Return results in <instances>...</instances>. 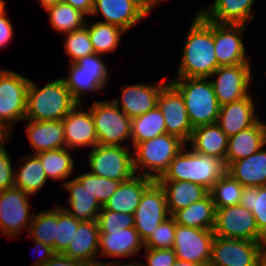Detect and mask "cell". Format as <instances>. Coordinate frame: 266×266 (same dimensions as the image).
Returning <instances> with one entry per match:
<instances>
[{"label": "cell", "mask_w": 266, "mask_h": 266, "mask_svg": "<svg viewBox=\"0 0 266 266\" xmlns=\"http://www.w3.org/2000/svg\"><path fill=\"white\" fill-rule=\"evenodd\" d=\"M75 178L83 185V187L87 188L93 195H95L102 207L121 184V181L96 176L90 172L83 173Z\"/></svg>", "instance_id": "obj_42"}, {"label": "cell", "mask_w": 266, "mask_h": 266, "mask_svg": "<svg viewBox=\"0 0 266 266\" xmlns=\"http://www.w3.org/2000/svg\"><path fill=\"white\" fill-rule=\"evenodd\" d=\"M74 64L82 71L89 73H108L106 64L103 62L101 54L93 53L80 58Z\"/></svg>", "instance_id": "obj_48"}, {"label": "cell", "mask_w": 266, "mask_h": 266, "mask_svg": "<svg viewBox=\"0 0 266 266\" xmlns=\"http://www.w3.org/2000/svg\"><path fill=\"white\" fill-rule=\"evenodd\" d=\"M243 188L236 179L226 172L217 180L209 193L216 208H225L240 203Z\"/></svg>", "instance_id": "obj_38"}, {"label": "cell", "mask_w": 266, "mask_h": 266, "mask_svg": "<svg viewBox=\"0 0 266 266\" xmlns=\"http://www.w3.org/2000/svg\"><path fill=\"white\" fill-rule=\"evenodd\" d=\"M11 157L6 149L0 152V192L14 187V175Z\"/></svg>", "instance_id": "obj_47"}, {"label": "cell", "mask_w": 266, "mask_h": 266, "mask_svg": "<svg viewBox=\"0 0 266 266\" xmlns=\"http://www.w3.org/2000/svg\"><path fill=\"white\" fill-rule=\"evenodd\" d=\"M119 262H113V260L110 262V261H99V263L96 265V266H144V264H140V263H130V264H120L118 265Z\"/></svg>", "instance_id": "obj_55"}, {"label": "cell", "mask_w": 266, "mask_h": 266, "mask_svg": "<svg viewBox=\"0 0 266 266\" xmlns=\"http://www.w3.org/2000/svg\"><path fill=\"white\" fill-rule=\"evenodd\" d=\"M263 148L244 159L232 162L227 167V173L243 187L266 186V149Z\"/></svg>", "instance_id": "obj_28"}, {"label": "cell", "mask_w": 266, "mask_h": 266, "mask_svg": "<svg viewBox=\"0 0 266 266\" xmlns=\"http://www.w3.org/2000/svg\"><path fill=\"white\" fill-rule=\"evenodd\" d=\"M29 83L20 73L0 69V122L11 131L25 119Z\"/></svg>", "instance_id": "obj_7"}, {"label": "cell", "mask_w": 266, "mask_h": 266, "mask_svg": "<svg viewBox=\"0 0 266 266\" xmlns=\"http://www.w3.org/2000/svg\"><path fill=\"white\" fill-rule=\"evenodd\" d=\"M213 233L217 237L255 242H261L264 238L258 230L253 213L240 204L216 208Z\"/></svg>", "instance_id": "obj_9"}, {"label": "cell", "mask_w": 266, "mask_h": 266, "mask_svg": "<svg viewBox=\"0 0 266 266\" xmlns=\"http://www.w3.org/2000/svg\"><path fill=\"white\" fill-rule=\"evenodd\" d=\"M90 173L116 181H127L135 175L133 154L127 146L96 145L88 156Z\"/></svg>", "instance_id": "obj_8"}, {"label": "cell", "mask_w": 266, "mask_h": 266, "mask_svg": "<svg viewBox=\"0 0 266 266\" xmlns=\"http://www.w3.org/2000/svg\"><path fill=\"white\" fill-rule=\"evenodd\" d=\"M97 223L100 233H110L129 227H134V214L101 210L98 214Z\"/></svg>", "instance_id": "obj_45"}, {"label": "cell", "mask_w": 266, "mask_h": 266, "mask_svg": "<svg viewBox=\"0 0 266 266\" xmlns=\"http://www.w3.org/2000/svg\"><path fill=\"white\" fill-rule=\"evenodd\" d=\"M7 11L0 15V48L5 47L13 38V26L10 20L6 17Z\"/></svg>", "instance_id": "obj_50"}, {"label": "cell", "mask_w": 266, "mask_h": 266, "mask_svg": "<svg viewBox=\"0 0 266 266\" xmlns=\"http://www.w3.org/2000/svg\"><path fill=\"white\" fill-rule=\"evenodd\" d=\"M261 242L214 236L209 266H255Z\"/></svg>", "instance_id": "obj_11"}, {"label": "cell", "mask_w": 266, "mask_h": 266, "mask_svg": "<svg viewBox=\"0 0 266 266\" xmlns=\"http://www.w3.org/2000/svg\"><path fill=\"white\" fill-rule=\"evenodd\" d=\"M69 69V76L62 79L78 104L82 103L84 92L101 91L109 78V73L82 72L74 63H70Z\"/></svg>", "instance_id": "obj_33"}, {"label": "cell", "mask_w": 266, "mask_h": 266, "mask_svg": "<svg viewBox=\"0 0 266 266\" xmlns=\"http://www.w3.org/2000/svg\"><path fill=\"white\" fill-rule=\"evenodd\" d=\"M154 181L150 177L135 174L131 179L121 182L102 210L134 214L140 204L142 194Z\"/></svg>", "instance_id": "obj_21"}, {"label": "cell", "mask_w": 266, "mask_h": 266, "mask_svg": "<svg viewBox=\"0 0 266 266\" xmlns=\"http://www.w3.org/2000/svg\"><path fill=\"white\" fill-rule=\"evenodd\" d=\"M167 84L166 79L157 84H133L123 86L121 89V102L114 99L113 103L120 104V109L130 118H135L147 113L158 105L161 89Z\"/></svg>", "instance_id": "obj_17"}, {"label": "cell", "mask_w": 266, "mask_h": 266, "mask_svg": "<svg viewBox=\"0 0 266 266\" xmlns=\"http://www.w3.org/2000/svg\"><path fill=\"white\" fill-rule=\"evenodd\" d=\"M266 146V123L260 119L249 128L228 138L225 165L244 159Z\"/></svg>", "instance_id": "obj_23"}, {"label": "cell", "mask_w": 266, "mask_h": 266, "mask_svg": "<svg viewBox=\"0 0 266 266\" xmlns=\"http://www.w3.org/2000/svg\"><path fill=\"white\" fill-rule=\"evenodd\" d=\"M77 104L62 78L49 82L43 88H38L30 80L24 120L59 121Z\"/></svg>", "instance_id": "obj_2"}, {"label": "cell", "mask_w": 266, "mask_h": 266, "mask_svg": "<svg viewBox=\"0 0 266 266\" xmlns=\"http://www.w3.org/2000/svg\"><path fill=\"white\" fill-rule=\"evenodd\" d=\"M81 222L82 221L71 216L62 207L56 205V238L54 240L55 253H63L67 249Z\"/></svg>", "instance_id": "obj_41"}, {"label": "cell", "mask_w": 266, "mask_h": 266, "mask_svg": "<svg viewBox=\"0 0 266 266\" xmlns=\"http://www.w3.org/2000/svg\"><path fill=\"white\" fill-rule=\"evenodd\" d=\"M5 2L4 0H0V15H2L6 9H5Z\"/></svg>", "instance_id": "obj_59"}, {"label": "cell", "mask_w": 266, "mask_h": 266, "mask_svg": "<svg viewBox=\"0 0 266 266\" xmlns=\"http://www.w3.org/2000/svg\"><path fill=\"white\" fill-rule=\"evenodd\" d=\"M143 246L144 241L134 227L99 233V256L131 257L138 254Z\"/></svg>", "instance_id": "obj_25"}, {"label": "cell", "mask_w": 266, "mask_h": 266, "mask_svg": "<svg viewBox=\"0 0 266 266\" xmlns=\"http://www.w3.org/2000/svg\"><path fill=\"white\" fill-rule=\"evenodd\" d=\"M210 80L220 106L236 102L249 95L251 78L250 64H237L218 67Z\"/></svg>", "instance_id": "obj_14"}, {"label": "cell", "mask_w": 266, "mask_h": 266, "mask_svg": "<svg viewBox=\"0 0 266 266\" xmlns=\"http://www.w3.org/2000/svg\"><path fill=\"white\" fill-rule=\"evenodd\" d=\"M218 67L214 52V22L197 13L183 46L177 77L211 78Z\"/></svg>", "instance_id": "obj_1"}, {"label": "cell", "mask_w": 266, "mask_h": 266, "mask_svg": "<svg viewBox=\"0 0 266 266\" xmlns=\"http://www.w3.org/2000/svg\"><path fill=\"white\" fill-rule=\"evenodd\" d=\"M29 196L15 187L0 192V231L10 239L21 234V228L29 229L34 216L29 215Z\"/></svg>", "instance_id": "obj_12"}, {"label": "cell", "mask_w": 266, "mask_h": 266, "mask_svg": "<svg viewBox=\"0 0 266 266\" xmlns=\"http://www.w3.org/2000/svg\"><path fill=\"white\" fill-rule=\"evenodd\" d=\"M174 266H199L197 264L190 263L185 260H177L174 264Z\"/></svg>", "instance_id": "obj_58"}, {"label": "cell", "mask_w": 266, "mask_h": 266, "mask_svg": "<svg viewBox=\"0 0 266 266\" xmlns=\"http://www.w3.org/2000/svg\"><path fill=\"white\" fill-rule=\"evenodd\" d=\"M82 104H77L63 119L66 148L75 150L79 147L98 145L95 125L89 109L84 111Z\"/></svg>", "instance_id": "obj_18"}, {"label": "cell", "mask_w": 266, "mask_h": 266, "mask_svg": "<svg viewBox=\"0 0 266 266\" xmlns=\"http://www.w3.org/2000/svg\"><path fill=\"white\" fill-rule=\"evenodd\" d=\"M255 266H266V261L263 260L262 258H260V259L256 262Z\"/></svg>", "instance_id": "obj_60"}, {"label": "cell", "mask_w": 266, "mask_h": 266, "mask_svg": "<svg viewBox=\"0 0 266 266\" xmlns=\"http://www.w3.org/2000/svg\"><path fill=\"white\" fill-rule=\"evenodd\" d=\"M33 241L35 243L34 247L39 250L41 255L38 257L39 259H37L31 266H43L55 254V252L51 246L36 240Z\"/></svg>", "instance_id": "obj_51"}, {"label": "cell", "mask_w": 266, "mask_h": 266, "mask_svg": "<svg viewBox=\"0 0 266 266\" xmlns=\"http://www.w3.org/2000/svg\"><path fill=\"white\" fill-rule=\"evenodd\" d=\"M186 145L179 137L167 133L138 143L132 153L135 174L141 170L142 174L138 175L150 177L156 181Z\"/></svg>", "instance_id": "obj_5"}, {"label": "cell", "mask_w": 266, "mask_h": 266, "mask_svg": "<svg viewBox=\"0 0 266 266\" xmlns=\"http://www.w3.org/2000/svg\"><path fill=\"white\" fill-rule=\"evenodd\" d=\"M261 258L266 261V236L261 241Z\"/></svg>", "instance_id": "obj_57"}, {"label": "cell", "mask_w": 266, "mask_h": 266, "mask_svg": "<svg viewBox=\"0 0 266 266\" xmlns=\"http://www.w3.org/2000/svg\"><path fill=\"white\" fill-rule=\"evenodd\" d=\"M142 12L148 16L152 9L164 0H134Z\"/></svg>", "instance_id": "obj_53"}, {"label": "cell", "mask_w": 266, "mask_h": 266, "mask_svg": "<svg viewBox=\"0 0 266 266\" xmlns=\"http://www.w3.org/2000/svg\"><path fill=\"white\" fill-rule=\"evenodd\" d=\"M99 233L97 220L82 221L62 254L70 259L96 266L99 263L94 259L99 252Z\"/></svg>", "instance_id": "obj_22"}, {"label": "cell", "mask_w": 266, "mask_h": 266, "mask_svg": "<svg viewBox=\"0 0 266 266\" xmlns=\"http://www.w3.org/2000/svg\"><path fill=\"white\" fill-rule=\"evenodd\" d=\"M28 235L36 240L51 246L54 250L56 238V206L46 212L34 214L28 229Z\"/></svg>", "instance_id": "obj_40"}, {"label": "cell", "mask_w": 266, "mask_h": 266, "mask_svg": "<svg viewBox=\"0 0 266 266\" xmlns=\"http://www.w3.org/2000/svg\"><path fill=\"white\" fill-rule=\"evenodd\" d=\"M98 14L104 18L100 22L117 25L125 31L147 17L134 0H94L90 15Z\"/></svg>", "instance_id": "obj_20"}, {"label": "cell", "mask_w": 266, "mask_h": 266, "mask_svg": "<svg viewBox=\"0 0 266 266\" xmlns=\"http://www.w3.org/2000/svg\"><path fill=\"white\" fill-rule=\"evenodd\" d=\"M30 121L25 125L29 142L36 154L57 148H66L64 127L62 120L59 121Z\"/></svg>", "instance_id": "obj_26"}, {"label": "cell", "mask_w": 266, "mask_h": 266, "mask_svg": "<svg viewBox=\"0 0 266 266\" xmlns=\"http://www.w3.org/2000/svg\"><path fill=\"white\" fill-rule=\"evenodd\" d=\"M213 230L191 228L176 224L173 249L177 260L207 266L211 260Z\"/></svg>", "instance_id": "obj_10"}, {"label": "cell", "mask_w": 266, "mask_h": 266, "mask_svg": "<svg viewBox=\"0 0 266 266\" xmlns=\"http://www.w3.org/2000/svg\"><path fill=\"white\" fill-rule=\"evenodd\" d=\"M147 264L144 266H174L177 256L174 249L145 248Z\"/></svg>", "instance_id": "obj_46"}, {"label": "cell", "mask_w": 266, "mask_h": 266, "mask_svg": "<svg viewBox=\"0 0 266 266\" xmlns=\"http://www.w3.org/2000/svg\"><path fill=\"white\" fill-rule=\"evenodd\" d=\"M164 189L170 215L200 201L209 194L202 185L190 181L156 180Z\"/></svg>", "instance_id": "obj_29"}, {"label": "cell", "mask_w": 266, "mask_h": 266, "mask_svg": "<svg viewBox=\"0 0 266 266\" xmlns=\"http://www.w3.org/2000/svg\"><path fill=\"white\" fill-rule=\"evenodd\" d=\"M43 266H93L84 261L70 259L62 253H55Z\"/></svg>", "instance_id": "obj_49"}, {"label": "cell", "mask_w": 266, "mask_h": 266, "mask_svg": "<svg viewBox=\"0 0 266 266\" xmlns=\"http://www.w3.org/2000/svg\"><path fill=\"white\" fill-rule=\"evenodd\" d=\"M21 160L22 163L18 165L19 170H15L14 187L28 195L36 194L48 181L44 168L35 154H28Z\"/></svg>", "instance_id": "obj_32"}, {"label": "cell", "mask_w": 266, "mask_h": 266, "mask_svg": "<svg viewBox=\"0 0 266 266\" xmlns=\"http://www.w3.org/2000/svg\"><path fill=\"white\" fill-rule=\"evenodd\" d=\"M158 107L165 120L166 133L179 137L187 144L193 127L182 95L170 82L159 93Z\"/></svg>", "instance_id": "obj_15"}, {"label": "cell", "mask_w": 266, "mask_h": 266, "mask_svg": "<svg viewBox=\"0 0 266 266\" xmlns=\"http://www.w3.org/2000/svg\"><path fill=\"white\" fill-rule=\"evenodd\" d=\"M171 216L174 218L176 224L191 228L213 230L216 207L209 193L205 198L174 212Z\"/></svg>", "instance_id": "obj_31"}, {"label": "cell", "mask_w": 266, "mask_h": 266, "mask_svg": "<svg viewBox=\"0 0 266 266\" xmlns=\"http://www.w3.org/2000/svg\"><path fill=\"white\" fill-rule=\"evenodd\" d=\"M181 150L168 169L157 180L190 181L209 191L226 172L223 159L193 151Z\"/></svg>", "instance_id": "obj_3"}, {"label": "cell", "mask_w": 266, "mask_h": 266, "mask_svg": "<svg viewBox=\"0 0 266 266\" xmlns=\"http://www.w3.org/2000/svg\"><path fill=\"white\" fill-rule=\"evenodd\" d=\"M11 130L0 122V152L5 149V142L12 136Z\"/></svg>", "instance_id": "obj_54"}, {"label": "cell", "mask_w": 266, "mask_h": 266, "mask_svg": "<svg viewBox=\"0 0 266 266\" xmlns=\"http://www.w3.org/2000/svg\"><path fill=\"white\" fill-rule=\"evenodd\" d=\"M240 205L250 210L256 220L259 232L266 236V186L244 187Z\"/></svg>", "instance_id": "obj_39"}, {"label": "cell", "mask_w": 266, "mask_h": 266, "mask_svg": "<svg viewBox=\"0 0 266 266\" xmlns=\"http://www.w3.org/2000/svg\"><path fill=\"white\" fill-rule=\"evenodd\" d=\"M87 26L93 49L95 53L101 55L112 51L115 52L121 41L122 34L126 32L117 25L100 21L92 25L87 23Z\"/></svg>", "instance_id": "obj_36"}, {"label": "cell", "mask_w": 266, "mask_h": 266, "mask_svg": "<svg viewBox=\"0 0 266 266\" xmlns=\"http://www.w3.org/2000/svg\"><path fill=\"white\" fill-rule=\"evenodd\" d=\"M61 1L62 0H39L41 7H43L45 10L56 5L57 3Z\"/></svg>", "instance_id": "obj_56"}, {"label": "cell", "mask_w": 266, "mask_h": 266, "mask_svg": "<svg viewBox=\"0 0 266 266\" xmlns=\"http://www.w3.org/2000/svg\"><path fill=\"white\" fill-rule=\"evenodd\" d=\"M68 148H57L53 150L36 153L47 178L56 180L67 179L75 170L74 159Z\"/></svg>", "instance_id": "obj_35"}, {"label": "cell", "mask_w": 266, "mask_h": 266, "mask_svg": "<svg viewBox=\"0 0 266 266\" xmlns=\"http://www.w3.org/2000/svg\"><path fill=\"white\" fill-rule=\"evenodd\" d=\"M62 2L70 4L73 8L80 10L86 15L92 13L94 4V0H62Z\"/></svg>", "instance_id": "obj_52"}, {"label": "cell", "mask_w": 266, "mask_h": 266, "mask_svg": "<svg viewBox=\"0 0 266 266\" xmlns=\"http://www.w3.org/2000/svg\"><path fill=\"white\" fill-rule=\"evenodd\" d=\"M64 35H66L64 50L70 56V63H74L80 58L95 53L90 40L87 23L83 28L65 33Z\"/></svg>", "instance_id": "obj_43"}, {"label": "cell", "mask_w": 266, "mask_h": 266, "mask_svg": "<svg viewBox=\"0 0 266 266\" xmlns=\"http://www.w3.org/2000/svg\"><path fill=\"white\" fill-rule=\"evenodd\" d=\"M255 0H214V3L198 13L218 24H243L254 18L251 8Z\"/></svg>", "instance_id": "obj_24"}, {"label": "cell", "mask_w": 266, "mask_h": 266, "mask_svg": "<svg viewBox=\"0 0 266 266\" xmlns=\"http://www.w3.org/2000/svg\"><path fill=\"white\" fill-rule=\"evenodd\" d=\"M249 94L236 102L220 106L216 124L228 136H233L242 130L253 126L260 118L255 115V106Z\"/></svg>", "instance_id": "obj_19"}, {"label": "cell", "mask_w": 266, "mask_h": 266, "mask_svg": "<svg viewBox=\"0 0 266 266\" xmlns=\"http://www.w3.org/2000/svg\"><path fill=\"white\" fill-rule=\"evenodd\" d=\"M168 216L170 213L165 191L157 181H154L142 194L140 204L134 212V228L145 241Z\"/></svg>", "instance_id": "obj_13"}, {"label": "cell", "mask_w": 266, "mask_h": 266, "mask_svg": "<svg viewBox=\"0 0 266 266\" xmlns=\"http://www.w3.org/2000/svg\"><path fill=\"white\" fill-rule=\"evenodd\" d=\"M228 138L215 123L194 128L188 143H192L191 149L195 152L214 156L225 161Z\"/></svg>", "instance_id": "obj_30"}, {"label": "cell", "mask_w": 266, "mask_h": 266, "mask_svg": "<svg viewBox=\"0 0 266 266\" xmlns=\"http://www.w3.org/2000/svg\"><path fill=\"white\" fill-rule=\"evenodd\" d=\"M166 134L165 120L158 105L147 113L131 119L133 148L141 142Z\"/></svg>", "instance_id": "obj_34"}, {"label": "cell", "mask_w": 266, "mask_h": 266, "mask_svg": "<svg viewBox=\"0 0 266 266\" xmlns=\"http://www.w3.org/2000/svg\"><path fill=\"white\" fill-rule=\"evenodd\" d=\"M98 144L124 146L131 139V119L111 100L95 101L90 107Z\"/></svg>", "instance_id": "obj_6"}, {"label": "cell", "mask_w": 266, "mask_h": 266, "mask_svg": "<svg viewBox=\"0 0 266 266\" xmlns=\"http://www.w3.org/2000/svg\"><path fill=\"white\" fill-rule=\"evenodd\" d=\"M169 82L182 95L193 129L216 123L220 105L209 78L177 77Z\"/></svg>", "instance_id": "obj_4"}, {"label": "cell", "mask_w": 266, "mask_h": 266, "mask_svg": "<svg viewBox=\"0 0 266 266\" xmlns=\"http://www.w3.org/2000/svg\"><path fill=\"white\" fill-rule=\"evenodd\" d=\"M46 11L49 13L50 24L57 32L65 34L83 28L86 25V14L62 1Z\"/></svg>", "instance_id": "obj_37"}, {"label": "cell", "mask_w": 266, "mask_h": 266, "mask_svg": "<svg viewBox=\"0 0 266 266\" xmlns=\"http://www.w3.org/2000/svg\"><path fill=\"white\" fill-rule=\"evenodd\" d=\"M175 231L176 223L170 215L144 241V247L150 249H172L175 241Z\"/></svg>", "instance_id": "obj_44"}, {"label": "cell", "mask_w": 266, "mask_h": 266, "mask_svg": "<svg viewBox=\"0 0 266 266\" xmlns=\"http://www.w3.org/2000/svg\"><path fill=\"white\" fill-rule=\"evenodd\" d=\"M62 187L69 191V198L67 206L62 207L71 216L80 221L97 220L98 214L102 210L101 204L87 188L76 179L65 181Z\"/></svg>", "instance_id": "obj_27"}, {"label": "cell", "mask_w": 266, "mask_h": 266, "mask_svg": "<svg viewBox=\"0 0 266 266\" xmlns=\"http://www.w3.org/2000/svg\"><path fill=\"white\" fill-rule=\"evenodd\" d=\"M247 25L214 23V52L220 66L251 64L245 56L243 33Z\"/></svg>", "instance_id": "obj_16"}]
</instances>
